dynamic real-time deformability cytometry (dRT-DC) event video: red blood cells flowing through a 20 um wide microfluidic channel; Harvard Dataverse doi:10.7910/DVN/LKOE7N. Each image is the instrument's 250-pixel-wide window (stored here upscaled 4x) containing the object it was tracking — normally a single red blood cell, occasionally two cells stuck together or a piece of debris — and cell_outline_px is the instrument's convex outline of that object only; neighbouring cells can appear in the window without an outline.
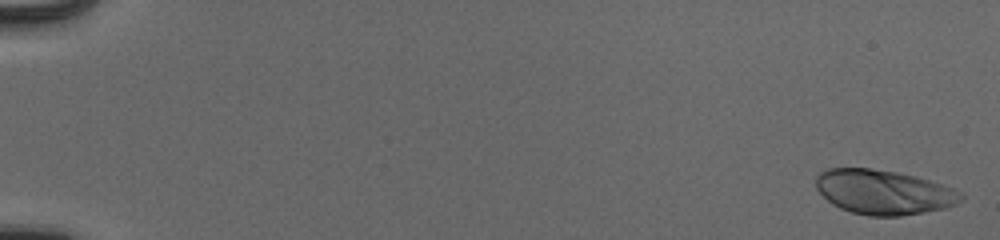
{"species": "human", "species_latin": "Homo sapiens", "temperature_condition": "cold", "stored_images_in_passage": 53, "camera_frame_rate_fps": 3000, "um_per_image_px": 0.085, "donor": {"sex": "male"}, "frame": {"image": 1, "passage_image": 2, "time_ms": 0.333, "image_size_px": [1000, 240], "cell_outline_px": [[964, 200], [948, 208], [900, 216], [868, 216], [852, 212], [840, 208], [832, 204], [816, 188], [816, 176], [820, 172], [828, 168], [868, 168], [896, 172], [916, 176], [952, 188], [960, 192], [964, 196]], "centroid_in_image_um": [75.12, 16.33], "position_along_channel_um": 9.9, "area_um2": 37.69}}
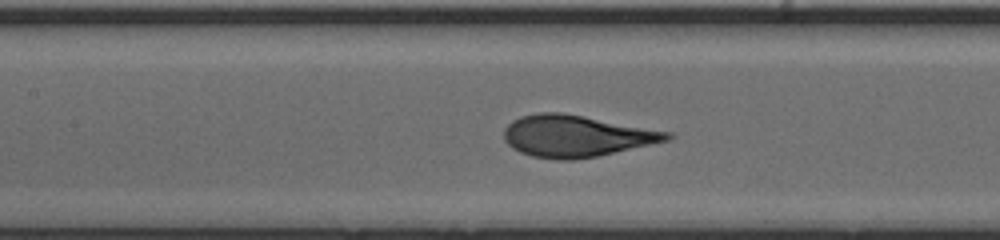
{"frame": {"image": 2, "passage_image": 28, "time_ms": 9.0, "image_size_px": [1000, 240], "cell_outline_px": [[676, 136], [668, 140], [596, 156], [576, 160], [556, 160], [532, 156], [520, 152], [512, 148], [504, 140], [504, 128], [512, 120], [520, 116], [540, 112], [560, 112], [672, 132]], "centroid_in_image_um": [48.94, 11.56], "position_along_channel_um": 158.5, "area_um2": 39.42}}
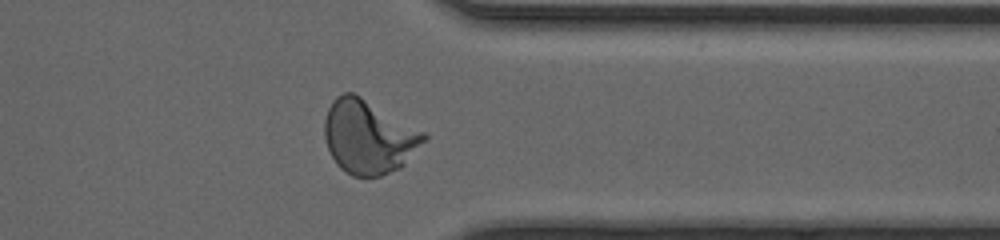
{"frame": {"image": 3, "passage_image": 45, "time_ms": 14.667, "image_size_px": [1000, 240], "cell_outline_px": [[428, 140], [400, 168], [380, 176], [352, 176], [344, 172], [336, 164], [328, 148], [324, 136], [324, 120], [328, 108], [332, 100], [336, 96], [344, 92], [352, 92], [360, 96], [424, 132], [428, 136]], "centroid_in_image_um": [31.32, 11.64], "position_along_channel_um": 380.1, "area_um2": 42.6}}